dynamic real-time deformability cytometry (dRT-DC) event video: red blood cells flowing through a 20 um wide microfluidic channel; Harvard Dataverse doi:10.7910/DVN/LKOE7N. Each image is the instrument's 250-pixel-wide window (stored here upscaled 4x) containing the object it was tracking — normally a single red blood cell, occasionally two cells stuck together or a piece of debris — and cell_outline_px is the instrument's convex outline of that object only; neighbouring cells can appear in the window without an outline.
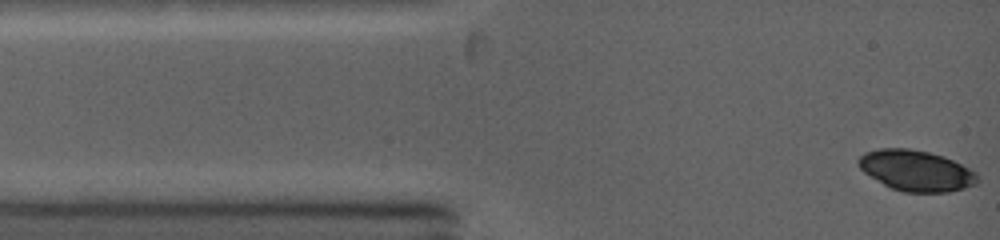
{"species": "common noctule bat (a hibernating species)", "species_latin": "Nyctalus noctula", "temperature_condition": "warm", "stored_images_in_passage": 8, "camera_frame_rate_fps": 5000, "um_per_image_px": 0.085, "animal": {"sex": "female", "body_mass_g": 19.0, "forearm_length_mm": 53.3}, "frame": {"image": 1, "passage_image": 1, "time_ms": 0.0, "image_size_px": [1000, 240], "cell_outline_px": [[980, 180], [976, 184], [964, 188], [948, 192], [904, 192], [892, 188], [884, 184], [864, 172], [856, 164], [856, 160], [864, 152], [880, 148], [908, 148], [928, 152], [944, 156], [976, 172]], "centroid_in_image_um": [77.86, 14.49], "position_along_channel_um": 7.1, "area_um2": 28.26}}
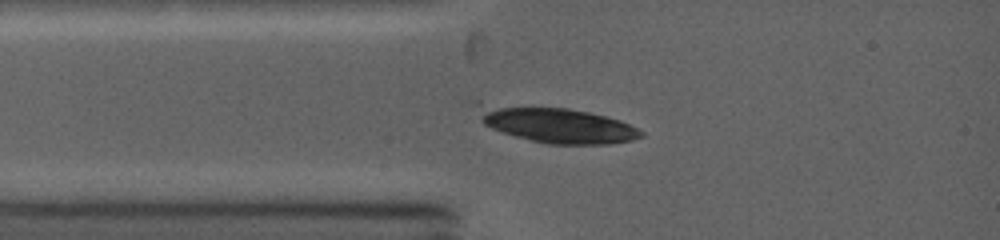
{"frame": {"image": 2, "passage_image": 8, "time_ms": 2.0, "image_size_px": [1000, 240], "cell_outline_px": [[644, 136], [632, 140], [608, 144], [548, 144], [516, 136], [492, 128], [484, 124], [480, 120], [476, 104], [476, 100], [480, 100], [568, 108], [588, 112], [620, 120], [644, 132]], "centroid_in_image_um": [47.16, 10.54], "position_along_channel_um": 37.8, "area_um2": 34.74}}